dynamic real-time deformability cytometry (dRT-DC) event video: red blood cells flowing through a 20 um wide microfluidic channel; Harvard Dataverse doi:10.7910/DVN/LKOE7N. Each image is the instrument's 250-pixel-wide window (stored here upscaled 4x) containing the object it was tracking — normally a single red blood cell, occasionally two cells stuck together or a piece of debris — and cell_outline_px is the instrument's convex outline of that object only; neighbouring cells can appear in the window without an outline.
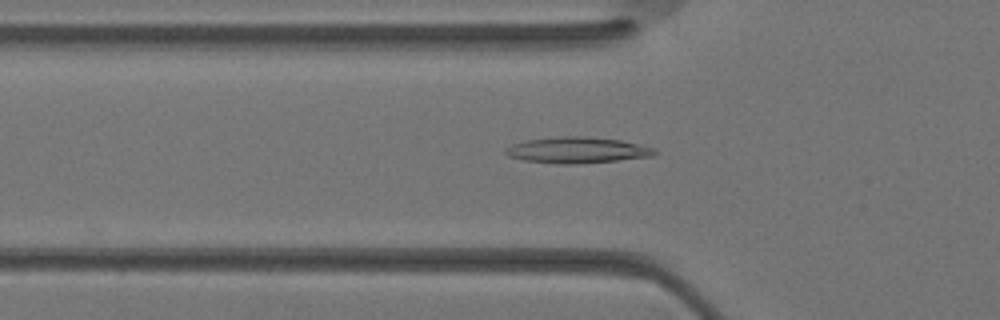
{"species": "Egyptian fruit bat (a non-hibernating species)", "species_latin": "Rousettus aegyptiacus", "temperature_condition": "warm", "stored_images_in_passage": 25, "camera_frame_rate_fps": 3000, "um_per_image_px": 0.085, "animal": {"sex": "female"}, "frame": {"image": 1, "passage_image": 3, "time_ms": 0.667, "image_size_px": [1000, 320], "cell_outline_px": [[656, 152], [652, 156], [616, 160], [576, 164], [560, 164], [524, 160], [508, 156], [504, 152], [504, 148], [512, 144], [528, 140], [560, 136], [588, 136], [620, 140], [656, 148]], "centroid_in_image_um": [49.04, 12.75], "position_along_channel_um": 76.8, "area_um2": 22.54}}
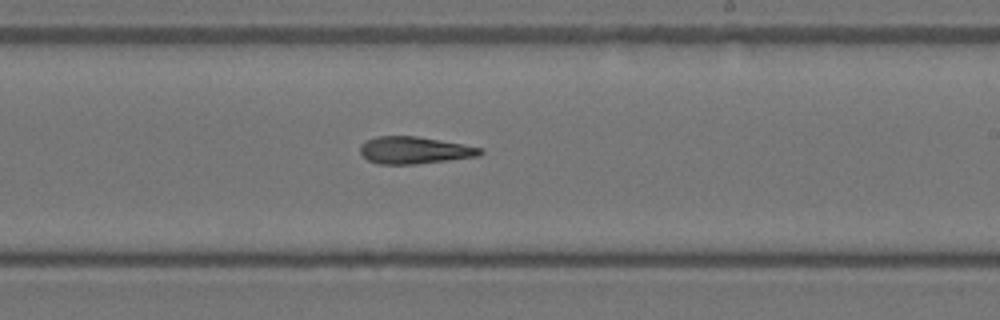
{"frame": {"image": 2, "passage_image": 12, "time_ms": 3.667, "image_size_px": [1000, 320], "cell_outline_px": [[484, 152], [480, 156], [416, 164], [376, 164], [368, 160], [360, 152], [360, 144], [364, 140], [376, 136], [416, 136], [484, 148]], "centroid_in_image_um": [35.21, 12.77], "position_along_channel_um": 253.8, "area_um2": 19.07}}
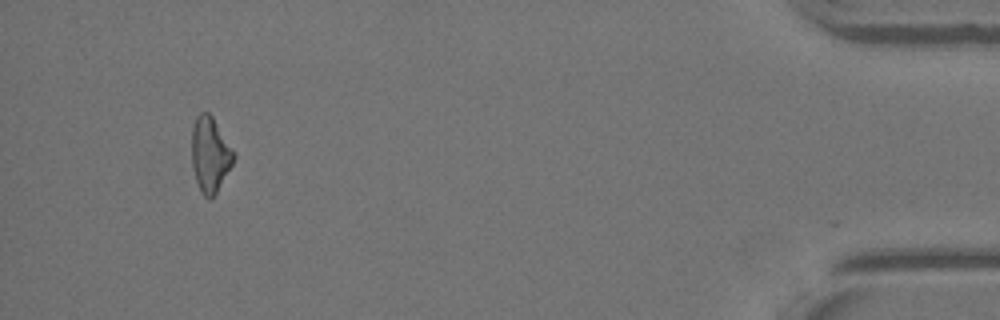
{"frame": {"image": 3, "passage_image": 24, "time_ms": 7.667, "image_size_px": [1000, 320], "cell_outline_px": [[236, 156], [232, 164], [212, 200], [204, 196], [200, 192], [192, 168], [192, 128], [196, 116], [200, 112], [208, 112], [212, 116], [232, 148]], "centroid_in_image_um": [17.84, 13.14], "position_along_channel_um": 417.4, "area_um2": 18.32}}